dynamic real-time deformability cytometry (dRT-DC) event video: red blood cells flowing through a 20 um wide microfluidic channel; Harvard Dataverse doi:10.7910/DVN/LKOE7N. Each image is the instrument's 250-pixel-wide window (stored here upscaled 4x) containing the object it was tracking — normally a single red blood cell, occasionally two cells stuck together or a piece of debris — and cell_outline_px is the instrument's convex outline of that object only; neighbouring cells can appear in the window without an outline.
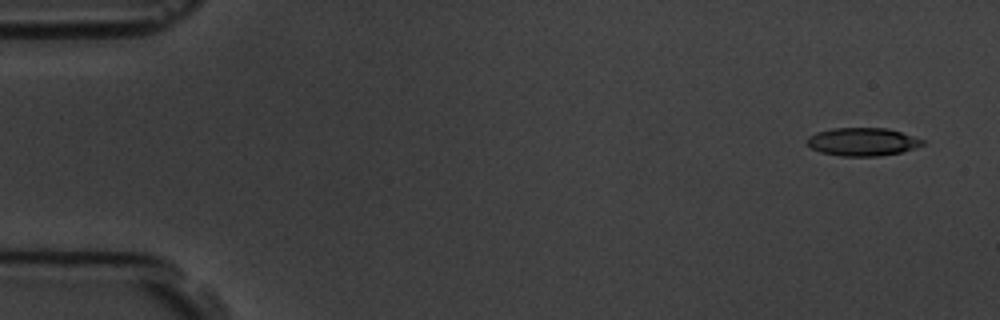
{"species": "common noctule bat (a hibernating species)", "species_latin": "Nyctalus noctula", "temperature_condition": "room temperature", "stored_images_in_passage": 5, "camera_frame_rate_fps": 3000, "um_per_image_px": 0.085, "animal": {"sex": "male", "body_mass_g": 19.5, "forearm_length_mm": 54.6}, "frame": {"image": 1, "passage_image": 1, "time_ms": 0.0, "image_size_px": [1000, 320], "cell_outline_px": [[924, 144], [916, 148], [900, 152], [880, 156], [840, 156], [820, 152], [812, 148], [808, 144], [808, 136], [816, 132], [832, 128], [888, 128], [924, 140]], "centroid_in_image_um": [73.31, 12.05], "position_along_channel_um": 11.7, "area_um2": 18.84}}
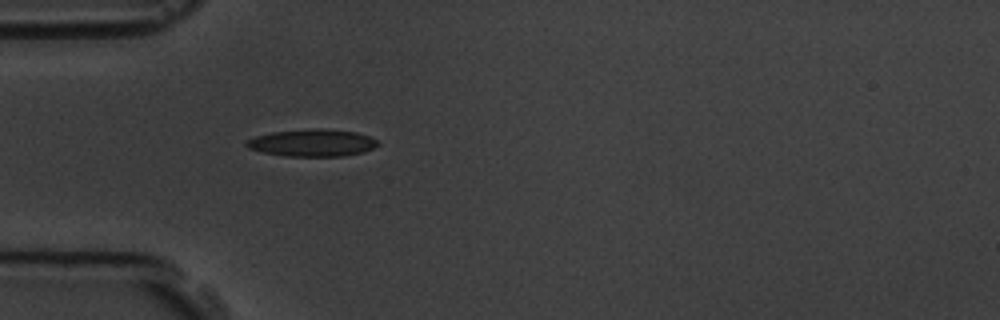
{"frame": {"image": 2, "passage_image": 5, "time_ms": 4.667, "image_size_px": [1000, 320], "cell_outline_px": [[380, 144], [364, 152], [344, 156], [284, 156], [264, 152], [248, 148], [244, 144], [244, 140], [256, 136], [272, 132], [316, 128], [320, 128], [356, 132], [368, 136], [376, 140]], "centroid_in_image_um": [26.52, 12.14], "position_along_channel_um": 58.5, "area_um2": 20.81}}